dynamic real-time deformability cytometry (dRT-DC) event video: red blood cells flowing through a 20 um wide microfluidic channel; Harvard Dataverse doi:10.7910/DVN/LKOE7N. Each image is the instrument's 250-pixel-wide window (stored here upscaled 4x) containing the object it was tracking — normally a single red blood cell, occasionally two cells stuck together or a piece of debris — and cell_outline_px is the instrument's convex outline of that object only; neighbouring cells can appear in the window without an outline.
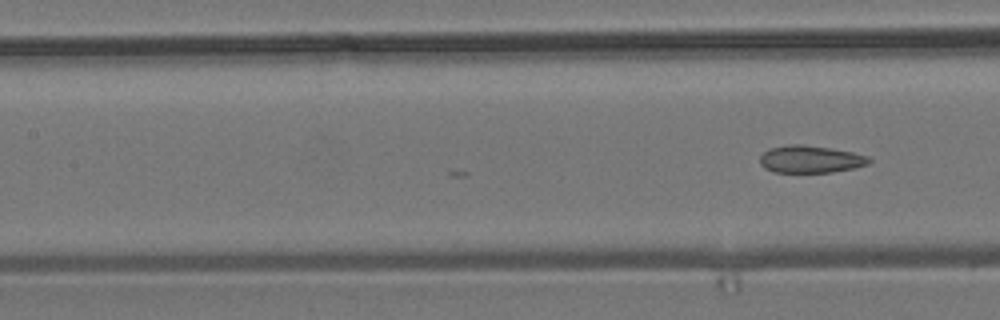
{"species": "common noctule bat (a hibernating species)", "species_latin": "Nyctalus noctula", "temperature_condition": "room temperature", "stored_images_in_passage": 7, "camera_frame_rate_fps": 3000, "um_per_image_px": 0.085, "animal": {"sex": "male", "body_mass_g": 19.2, "forearm_length_mm": 51.8}, "frame": {"image": 1, "passage_image": 7, "time_ms": 2.0, "image_size_px": [1000, 320], "cell_outline_px": [[872, 160], [868, 164], [856, 168], [832, 172], [772, 172], [764, 168], [760, 164], [760, 156], [768, 148], [788, 144], [804, 144], [852, 152], [868, 156]], "centroid_in_image_um": [68.87, 13.53], "position_along_channel_um": 138.5, "area_um2": 17.51}}